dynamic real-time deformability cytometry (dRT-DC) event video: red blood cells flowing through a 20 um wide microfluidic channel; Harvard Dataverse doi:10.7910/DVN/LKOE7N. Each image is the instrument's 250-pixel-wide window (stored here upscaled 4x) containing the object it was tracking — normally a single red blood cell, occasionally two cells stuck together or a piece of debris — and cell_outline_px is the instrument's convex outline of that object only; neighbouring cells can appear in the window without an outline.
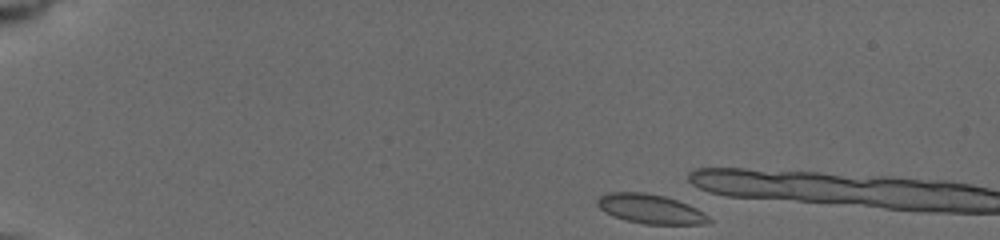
{"species": "common noctule bat (a hibernating species)", "species_latin": "Nyctalus noctula", "temperature_condition": "cold", "stored_images_in_passage": 16, "camera_frame_rate_fps": 3000, "um_per_image_px": 0.085, "animal": {"sex": "female", "body_mass_g": 19.5, "forearm_length_mm": 54.1}, "frame": {"image": 1, "passage_image": 1, "time_ms": 0.0, "image_size_px": [1000, 240], "cell_outline_px": [[712, 220], [704, 224], [644, 224], [624, 220], [612, 216], [604, 212], [596, 204], [596, 200], [600, 196], [608, 192], [644, 192], [664, 196], [688, 204], [704, 212]], "centroid_in_image_um": [55.25, 17.76], "position_along_channel_um": 29.7, "area_um2": 19.19}}